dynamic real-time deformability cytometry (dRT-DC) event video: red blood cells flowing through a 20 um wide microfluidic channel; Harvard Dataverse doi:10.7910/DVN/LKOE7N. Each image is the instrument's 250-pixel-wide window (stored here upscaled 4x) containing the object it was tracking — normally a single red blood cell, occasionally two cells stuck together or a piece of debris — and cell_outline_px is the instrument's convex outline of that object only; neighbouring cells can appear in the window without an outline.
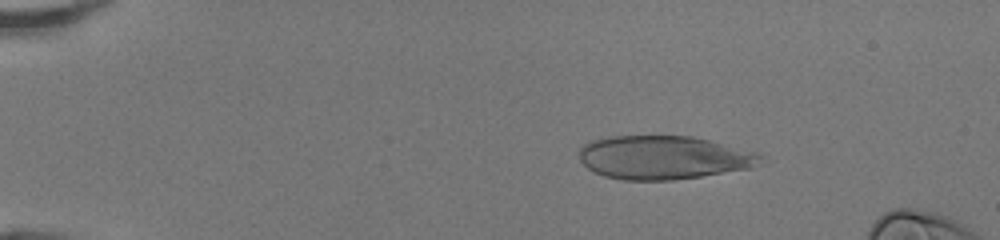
{"species": "human", "species_latin": "Homo sapiens", "temperature_condition": "room temperature", "stored_images_in_passage": 49, "camera_frame_rate_fps": 3000, "um_per_image_px": 0.085, "donor": {"sex": "female"}, "frame": {"image": 1, "passage_image": 9, "time_ms": 2.667, "image_size_px": [1000, 240], "cell_outline_px": [[764, 156], [760, 164], [748, 168], [700, 176], [672, 180], [624, 180], [604, 176], [588, 168], [580, 160], [580, 148], [588, 140], [612, 136], [692, 136], [760, 152]], "centroid_in_image_um": [56.42, 13.37], "position_along_channel_um": 28.6, "area_um2": 46.12}}
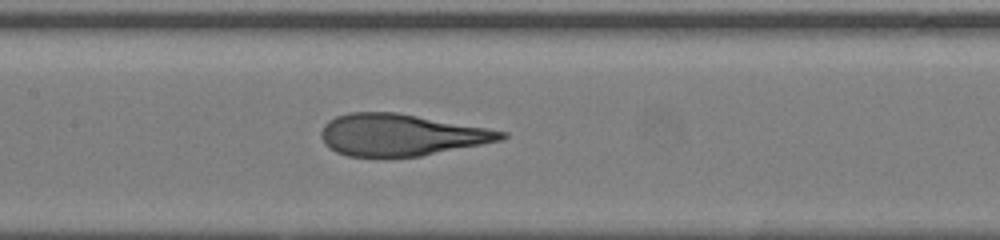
{"frame": {"image": 2, "passage_image": 25, "time_ms": 8.0, "image_size_px": [1000, 240], "cell_outline_px": [[508, 136], [504, 140], [420, 156], [348, 156], [336, 152], [328, 148], [324, 144], [320, 136], [320, 132], [324, 124], [328, 120], [336, 116], [352, 112], [396, 112], [508, 132]], "centroid_in_image_um": [34.05, 11.46], "position_along_channel_um": 173.3, "area_um2": 43.7}}
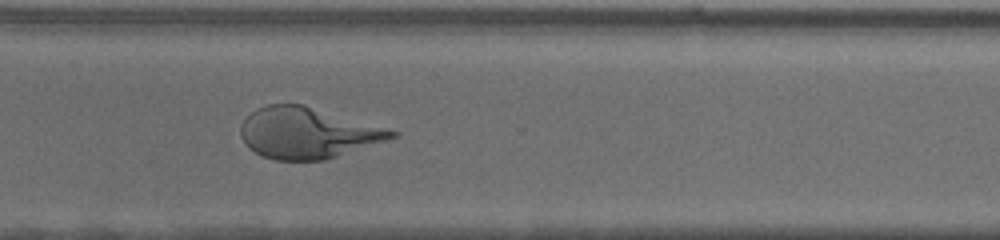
{"frame": {"image": 3, "passage_image": 37, "time_ms": 12.0, "image_size_px": [1000, 240], "cell_outline_px": [[400, 136], [388, 140], [324, 160], [276, 160], [264, 156], [248, 148], [244, 144], [240, 136], [240, 124], [256, 108], [268, 104], [304, 104], [400, 132]], "centroid_in_image_um": [26.13, 11.29], "position_along_channel_um": 344.5, "area_um2": 44.85}}